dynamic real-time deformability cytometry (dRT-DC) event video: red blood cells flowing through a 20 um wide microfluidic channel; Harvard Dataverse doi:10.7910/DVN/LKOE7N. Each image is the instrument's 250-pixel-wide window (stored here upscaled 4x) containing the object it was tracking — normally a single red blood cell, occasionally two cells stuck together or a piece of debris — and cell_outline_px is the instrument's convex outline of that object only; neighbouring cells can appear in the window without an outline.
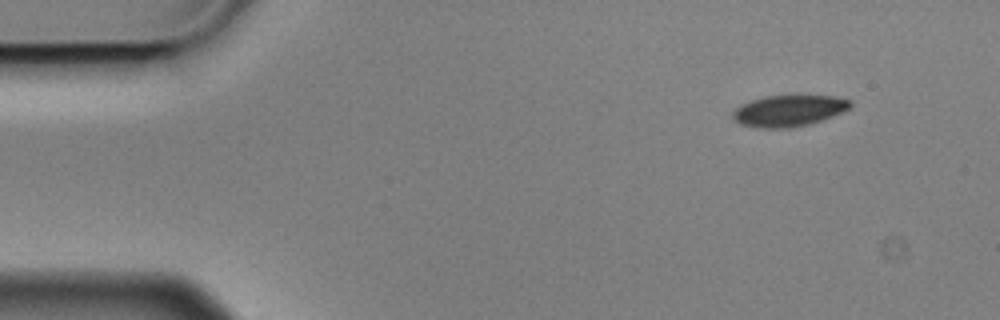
{"species": "Egyptian fruit bat (a non-hibernating species)", "species_latin": "Rousettus aegyptiacus", "temperature_condition": "cold", "stored_images_in_passage": 3, "camera_frame_rate_fps": 3000, "um_per_image_px": 0.085, "animal": {"sex": "male"}, "frame": {"image": 1, "passage_image": 1, "time_ms": 0.0, "image_size_px": [1000, 320], "cell_outline_px": [[852, 104], [848, 108], [832, 116], [808, 124], [788, 128], [760, 128], [740, 124], [732, 120], [732, 112], [736, 108], [752, 100], [768, 96], [832, 96], [848, 100]], "centroid_in_image_um": [66.98, 9.43], "position_along_channel_um": 18.0, "area_um2": 20.98}}
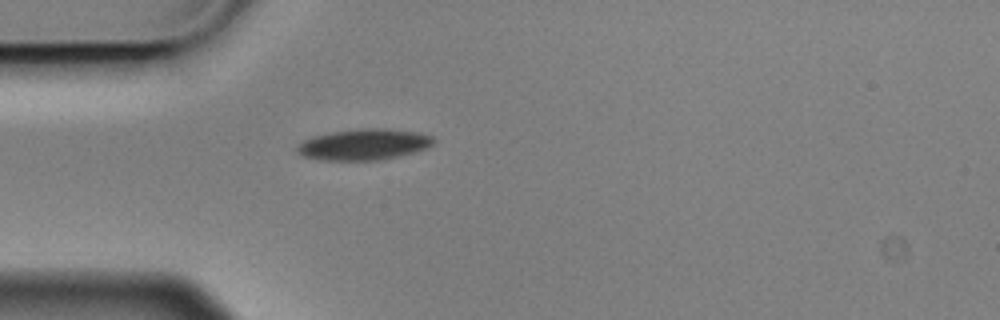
{"frame": {"image": 2, "passage_image": 3, "time_ms": 0.667, "image_size_px": [1000, 320], "cell_outline_px": [[432, 144], [428, 148], [416, 152], [376, 160], [320, 160], [300, 156], [296, 152], [296, 148], [304, 140], [312, 136], [332, 132], [356, 128], [384, 128], [416, 132], [432, 136]], "centroid_in_image_um": [30.88, 12.28], "position_along_channel_um": 54.1, "area_um2": 24.68}}